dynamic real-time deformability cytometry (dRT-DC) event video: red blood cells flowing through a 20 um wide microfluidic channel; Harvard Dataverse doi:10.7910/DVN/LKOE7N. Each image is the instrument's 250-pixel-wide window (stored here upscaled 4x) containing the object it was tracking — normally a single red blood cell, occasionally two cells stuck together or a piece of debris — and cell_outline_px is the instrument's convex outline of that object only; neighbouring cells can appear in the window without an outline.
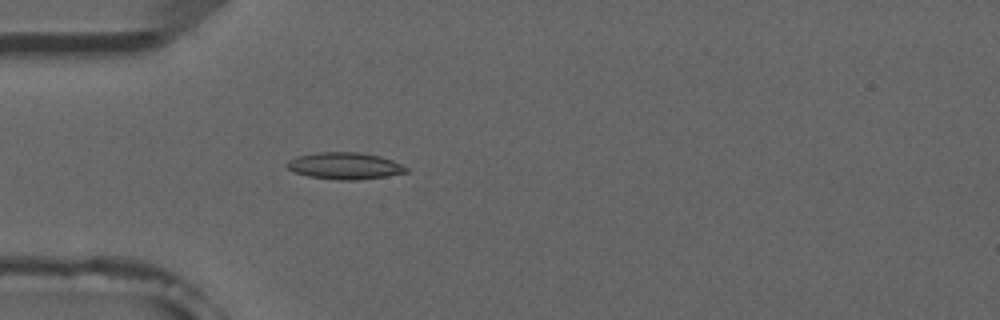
{"species": "common noctule bat (a hibernating species)", "species_latin": "Nyctalus noctula", "temperature_condition": "room temperature", "stored_images_in_passage": 5, "camera_frame_rate_fps": 3000, "um_per_image_px": 0.085, "animal": {"sex": "male", "forearm_length_mm": 52.5}, "frame": {"image": 1, "passage_image": 5, "time_ms": 4.667, "image_size_px": [1000, 320], "cell_outline_px": [[408, 172], [388, 176], [356, 180], [336, 180], [308, 176], [296, 172], [288, 168], [284, 164], [288, 160], [296, 156], [316, 152], [360, 152], [380, 156], [392, 160], [408, 168]], "centroid_in_image_um": [29.29, 14.09], "position_along_channel_um": 55.7, "area_um2": 18.73}}